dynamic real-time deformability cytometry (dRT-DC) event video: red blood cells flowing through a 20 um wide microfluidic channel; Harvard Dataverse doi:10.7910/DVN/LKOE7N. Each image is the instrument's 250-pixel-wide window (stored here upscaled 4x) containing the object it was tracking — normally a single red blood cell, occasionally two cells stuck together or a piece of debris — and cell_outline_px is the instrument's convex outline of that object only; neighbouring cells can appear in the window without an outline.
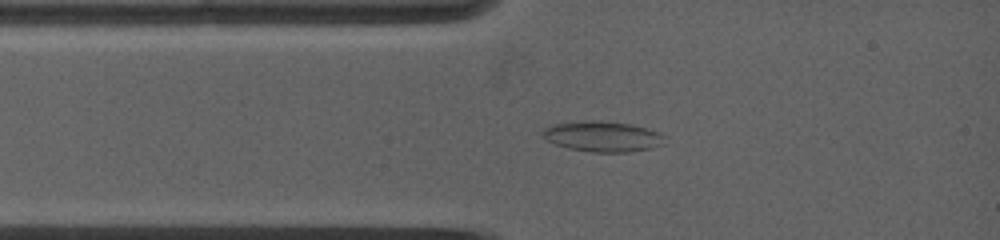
{"species": "common noctule bat (a hibernating species)", "species_latin": "Nyctalus noctula", "temperature_condition": "warm", "stored_images_in_passage": 25, "camera_frame_rate_fps": 5000, "um_per_image_px": 0.085, "animal": {"sex": "female", "body_mass_g": 19.0, "forearm_length_mm": 53.3}, "frame": {"image": 1, "passage_image": 3, "time_ms": 1.8, "image_size_px": [1000, 240], "cell_outline_px": [[664, 144], [652, 148], [628, 152], [592, 152], [568, 148], [556, 144], [548, 140], [540, 132], [544, 128], [552, 124], [584, 120], [600, 120], [632, 124], [660, 132], [664, 136]], "centroid_in_image_um": [51.23, 11.59], "position_along_channel_um": 33.8, "area_um2": 21.85}}
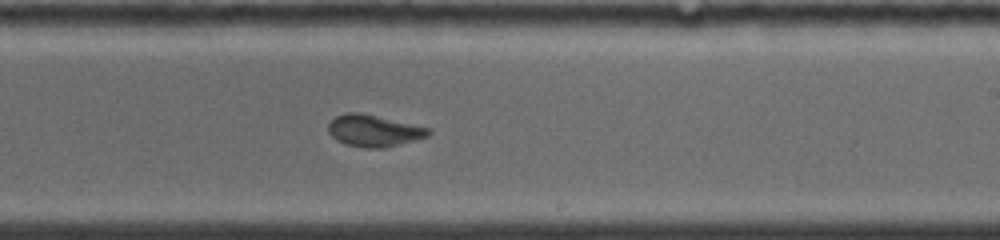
{"frame": {"image": 2, "passage_image": 13, "time_ms": 7.6, "image_size_px": [1000, 240], "cell_outline_px": [[432, 132], [428, 136], [384, 148], [364, 148], [344, 144], [336, 140], [328, 132], [328, 124], [336, 116], [348, 112], [360, 112], [428, 128]], "centroid_in_image_um": [31.73, 11.12], "position_along_channel_um": 257.3, "area_um2": 18.32}}
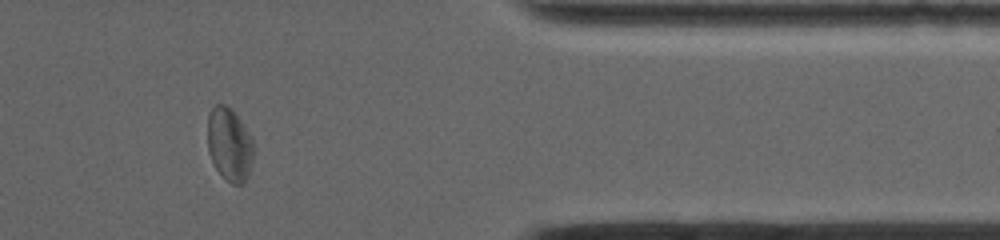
{"frame": {"image": 3, "passage_image": 21, "time_ms": 11.6, "image_size_px": [1000, 240], "cell_outline_px": [[252, 160], [248, 176], [244, 184], [232, 184], [224, 180], [216, 168], [208, 152], [208, 116], [212, 108], [216, 104], [224, 104], [244, 124], [252, 136]], "centroid_in_image_um": [19.5, 12.32], "position_along_channel_um": 391.9, "area_um2": 19.54}, "authors_computed_cell_mechanics": {"area_um2": 18.9584, "velocity_mm_per_s": 3.9068, "shape_relaxation_time_tau1_ms": null, "shape_relaxation_time_tau2_ms": 1.8573, "deformation_change_tau1": null, "deformation_change_tau2": 0.0563}}